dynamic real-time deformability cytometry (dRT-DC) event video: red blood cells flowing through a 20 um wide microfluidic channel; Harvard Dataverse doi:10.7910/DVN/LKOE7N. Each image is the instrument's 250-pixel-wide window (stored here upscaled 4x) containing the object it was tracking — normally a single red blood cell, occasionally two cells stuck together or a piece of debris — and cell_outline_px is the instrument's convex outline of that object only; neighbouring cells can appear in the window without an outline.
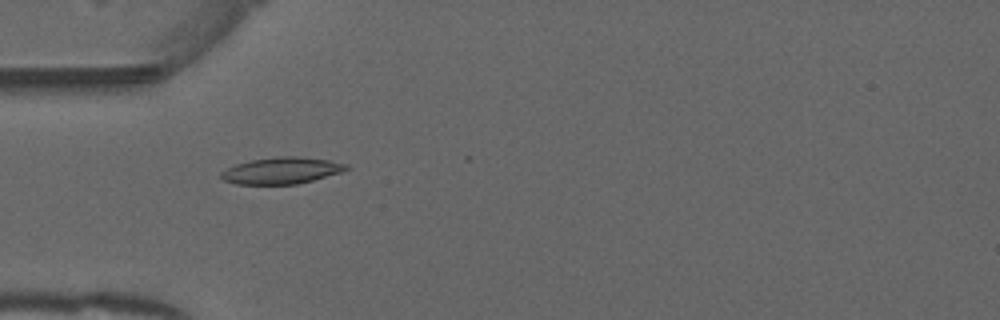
{"species": "common noctule bat (a hibernating species)", "species_latin": "Nyctalus noctula", "temperature_condition": "warm", "stored_images_in_passage": 35, "camera_frame_rate_fps": 3000, "um_per_image_px": 0.085, "animal": {"sex": "male", "forearm_length_mm": 52.5}, "frame": {"image": 1, "passage_image": 16, "time_ms": 5.0, "image_size_px": [1000, 320], "cell_outline_px": [[352, 168], [340, 172], [312, 180], [296, 184], [236, 184], [224, 180], [220, 176], [220, 172], [236, 164], [252, 160], [276, 156], [300, 156], [328, 160], [348, 164]], "centroid_in_image_um": [23.95, 14.49], "position_along_channel_um": 61.1, "area_um2": 19.31}}
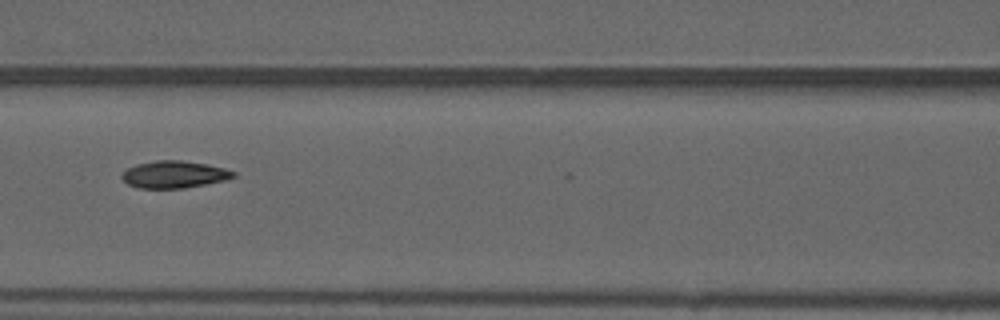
{"frame": {"image": 2, "passage_image": 23, "time_ms": 7.333, "image_size_px": [1000, 320], "cell_outline_px": [[236, 176], [224, 180], [184, 188], [140, 188], [128, 184], [120, 176], [128, 168], [136, 164], [156, 160], [180, 160], [208, 164], [224, 168], [236, 172]], "centroid_in_image_um": [14.81, 14.82], "position_along_channel_um": 151.8, "area_um2": 17.51}}
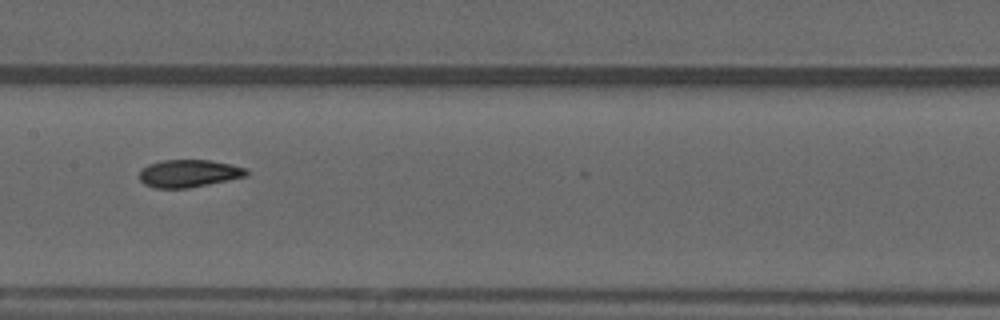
{"frame": {"image": 3, "passage_image": 26, "time_ms": 8.333, "image_size_px": [1000, 320], "cell_outline_px": [[248, 176], [188, 188], [156, 188], [144, 184], [140, 180], [140, 172], [148, 164], [160, 160], [212, 160], [232, 164], [248, 168]], "centroid_in_image_um": [16.09, 14.73], "position_along_channel_um": 191.3, "area_um2": 17.28}}